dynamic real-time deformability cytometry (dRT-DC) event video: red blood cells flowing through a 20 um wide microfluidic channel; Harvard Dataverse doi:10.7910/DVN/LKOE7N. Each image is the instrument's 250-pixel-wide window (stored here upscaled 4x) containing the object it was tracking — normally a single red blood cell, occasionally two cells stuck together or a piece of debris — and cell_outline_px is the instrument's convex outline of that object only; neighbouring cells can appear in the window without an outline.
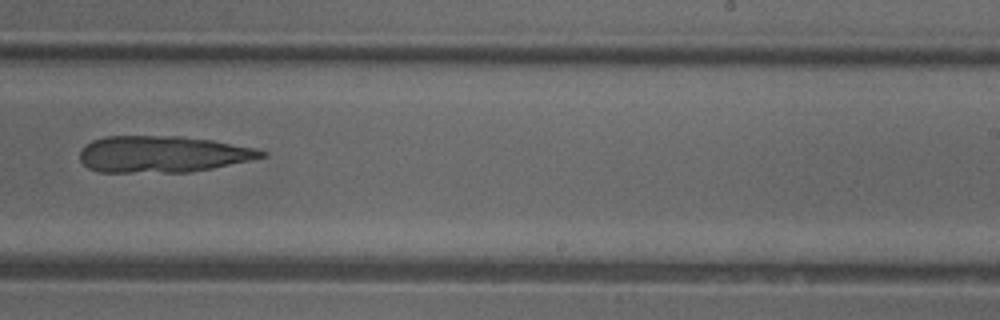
{"species": "common noctule bat (a hibernating species)", "species_latin": "Nyctalus noctula", "temperature_condition": "cold", "stored_images_in_passage": 50, "camera_frame_rate_fps": 3000, "um_per_image_px": 0.085, "animal": {"sex": "female"}, "frame": {"image": 1, "passage_image": 31, "time_ms": 10.0, "image_size_px": [1000, 320], "cell_outline_px": [[268, 156], [212, 168], [188, 172], [100, 172], [88, 168], [80, 160], [80, 152], [92, 140], [104, 136], [180, 136], [212, 140], [256, 148], [268, 152]], "centroid_in_image_um": [13.83, 13.1], "position_along_channel_um": 275.2, "area_um2": 38.61}}
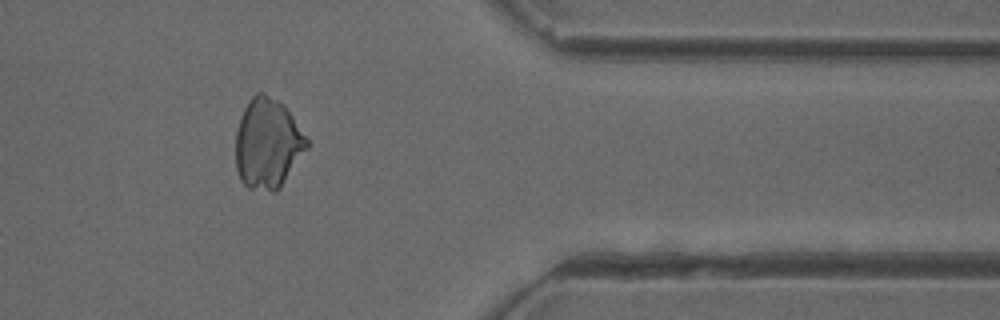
{"frame": {"image": 2, "passage_image": 41, "time_ms": 13.333, "image_size_px": [1000, 320], "cell_outline_px": [[308, 148], [280, 188], [276, 192], [272, 192], [248, 188], [240, 180], [236, 168], [236, 132], [244, 108], [248, 100], [256, 92], [264, 92], [284, 104], [308, 140]], "centroid_in_image_um": [22.75, 12.21], "position_along_channel_um": 388.7, "area_um2": 37.51}}